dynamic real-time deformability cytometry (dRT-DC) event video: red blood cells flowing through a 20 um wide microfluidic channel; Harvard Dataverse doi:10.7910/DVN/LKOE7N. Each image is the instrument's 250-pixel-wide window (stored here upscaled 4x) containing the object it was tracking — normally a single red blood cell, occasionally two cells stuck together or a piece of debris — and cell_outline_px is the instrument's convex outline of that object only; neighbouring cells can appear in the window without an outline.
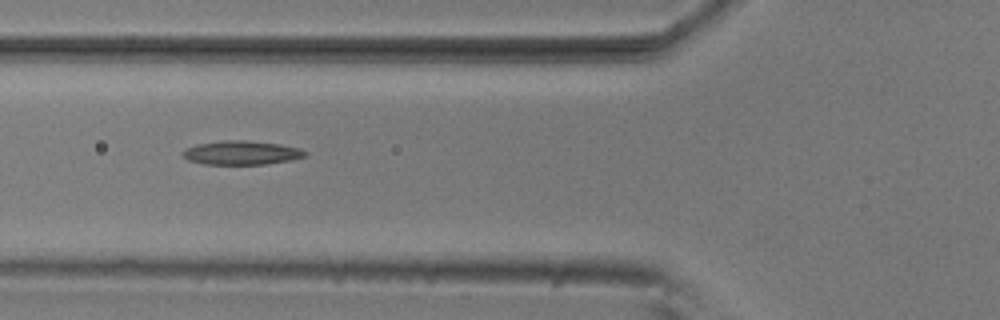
{"species": "common noctule bat (a hibernating species)", "species_latin": "Nyctalus noctula", "temperature_condition": "room temperature", "stored_images_in_passage": 3, "camera_frame_rate_fps": 3000, "um_per_image_px": 0.085, "animal": {"sex": "male", "body_mass_g": 20.5, "forearm_length_mm": 52.5}, "frame": {"image": 1, "passage_image": 3, "time_ms": 0.667, "image_size_px": [1000, 320], "cell_outline_px": [[308, 156], [292, 160], [264, 164], [204, 164], [188, 160], [184, 156], [184, 152], [188, 148], [196, 144], [224, 140], [244, 140], [280, 144], [300, 148], [308, 152]], "centroid_in_image_um": [20.6, 12.98], "position_along_channel_um": 105.2, "area_um2": 16.99}}